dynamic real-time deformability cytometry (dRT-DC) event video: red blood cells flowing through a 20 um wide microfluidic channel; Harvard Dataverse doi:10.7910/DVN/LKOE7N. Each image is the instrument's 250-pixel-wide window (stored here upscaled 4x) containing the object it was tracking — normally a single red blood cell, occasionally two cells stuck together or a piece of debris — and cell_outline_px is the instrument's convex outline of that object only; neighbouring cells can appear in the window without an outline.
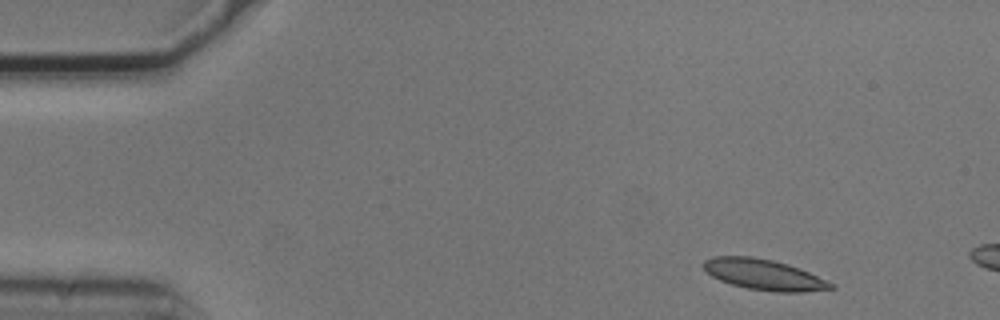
{"species": "common noctule bat (a hibernating species)", "species_latin": "Nyctalus noctula", "temperature_condition": "cold", "stored_images_in_passage": 3, "camera_frame_rate_fps": 3000, "um_per_image_px": 0.085, "animal": {"sex": "male", "body_mass_g": 20.5, "forearm_length_mm": 52.5}, "frame": {"image": 1, "passage_image": 1, "time_ms": 0.0, "image_size_px": [1000, 320], "cell_outline_px": [[836, 288], [804, 292], [776, 292], [748, 288], [732, 284], [720, 280], [712, 276], [704, 268], [704, 260], [712, 256], [752, 256], [772, 260], [788, 264], [800, 268], [836, 284]], "centroid_in_image_um": [64.98, 23.34], "position_along_channel_um": 20.0, "area_um2": 22.77}}